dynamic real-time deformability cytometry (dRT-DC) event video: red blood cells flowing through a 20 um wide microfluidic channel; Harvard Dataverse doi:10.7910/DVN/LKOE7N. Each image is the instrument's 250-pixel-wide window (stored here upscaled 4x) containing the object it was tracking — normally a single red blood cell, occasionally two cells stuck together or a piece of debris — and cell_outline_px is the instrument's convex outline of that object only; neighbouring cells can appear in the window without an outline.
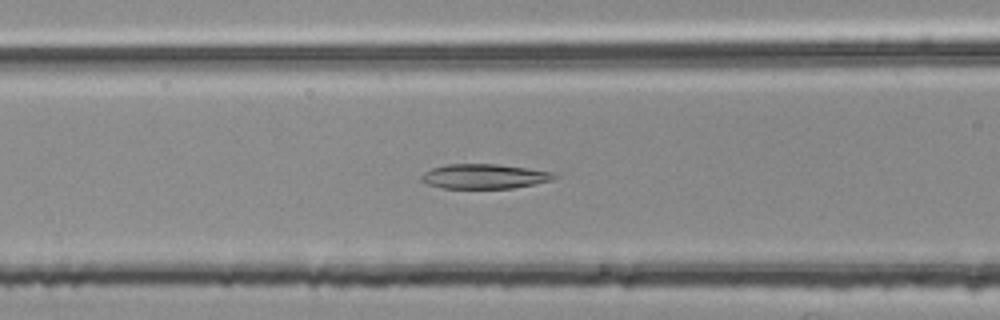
{"species": "common noctule bat (a hibernating species)", "species_latin": "Nyctalus noctula", "temperature_condition": "room temperature", "stored_images_in_passage": 45, "camera_frame_rate_fps": 3000, "um_per_image_px": 0.085, "animal": {"sex": "female", "body_mass_g": 25.1}, "frame": {"image": 1, "passage_image": 13, "time_ms": 4.0, "image_size_px": [1000, 320], "cell_outline_px": [[556, 176], [552, 180], [512, 188], [444, 188], [428, 184], [420, 180], [420, 176], [424, 172], [432, 168], [448, 164], [496, 164], [528, 168], [556, 172]], "centroid_in_image_um": [41.16, 14.98], "position_along_channel_um": 125.4, "area_um2": 19.02}}
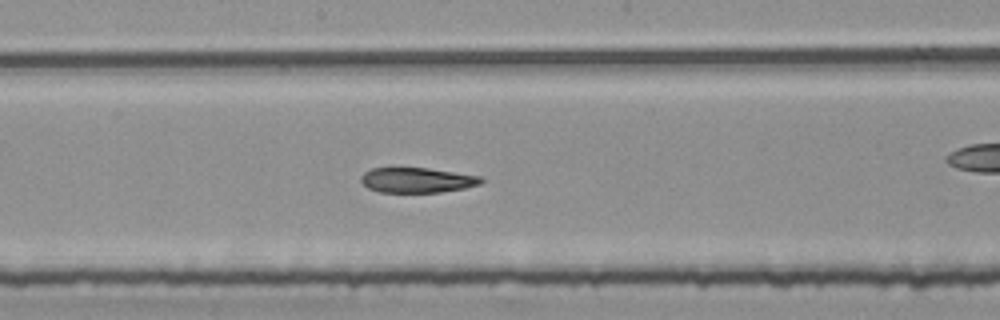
{"frame": {"image": 2, "passage_image": 20, "time_ms": 6.333, "image_size_px": [1000, 320], "cell_outline_px": [[484, 180], [480, 184], [464, 188], [440, 192], [380, 192], [368, 188], [360, 180], [360, 176], [364, 172], [372, 168], [428, 168], [480, 176]], "centroid_in_image_um": [35.43, 15.31], "position_along_channel_um": 212.8, "area_um2": 17.46}}
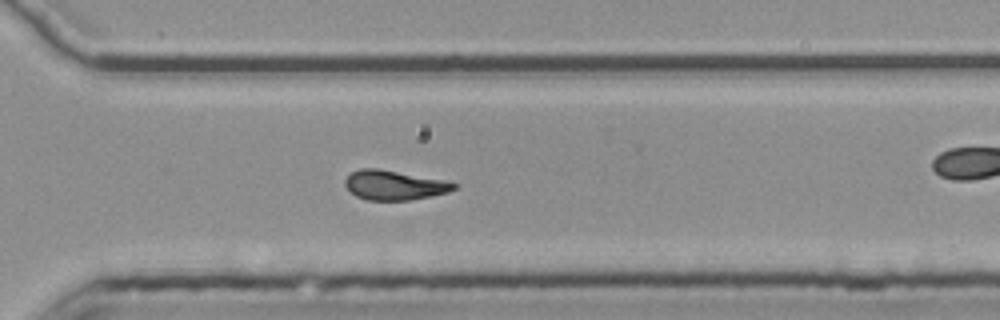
{"frame": {"image": 3, "passage_image": 30, "time_ms": 9.667, "image_size_px": [1000, 320], "cell_outline_px": [[456, 188], [448, 192], [432, 196], [408, 200], [368, 200], [356, 196], [344, 184], [344, 180], [352, 172], [360, 168], [376, 168], [440, 180], [456, 184]], "centroid_in_image_um": [33.46, 15.75], "position_along_channel_um": 337.1, "area_um2": 18.26}, "authors_computed_cell_mechanics": {"area_um2": 19.074, "velocity_mm_per_s": 3.74, "shape_relaxation_time_tau1_ms": null, "shape_relaxation_time_tau2_ms": 6.1736, "deformation_change_tau1": null, "deformation_change_tau2": 0.145}}